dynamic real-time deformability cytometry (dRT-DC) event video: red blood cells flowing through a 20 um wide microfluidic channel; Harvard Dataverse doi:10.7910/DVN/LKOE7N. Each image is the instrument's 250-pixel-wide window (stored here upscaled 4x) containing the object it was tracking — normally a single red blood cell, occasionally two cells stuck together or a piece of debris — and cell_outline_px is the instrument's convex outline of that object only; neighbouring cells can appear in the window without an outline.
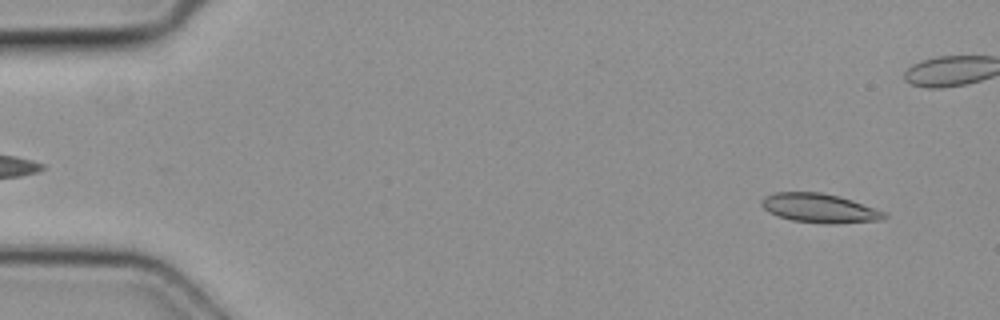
{"species": "common noctule bat (a hibernating species)", "species_latin": "Nyctalus noctula", "temperature_condition": "cold", "stored_images_in_passage": 6, "segment_of_instrument_passage": [2, 2], "camera_frame_rate_fps": 3000, "um_per_image_px": 0.085, "animal": {"sex": "female", "body_mass_g": 19.3, "forearm_length_mm": 54.1}, "frame": {"image": 1, "passage_image": 6, "time_ms": 1.667, "image_size_px": [1000, 320], "cell_outline_px": [[888, 216], [880, 220], [792, 220], [768, 212], [760, 204], [760, 200], [764, 196], [776, 192], [824, 192], [840, 196], [852, 200], [884, 212]], "centroid_in_image_um": [69.54, 17.6], "position_along_channel_um": 15.5, "area_um2": 19.42}}